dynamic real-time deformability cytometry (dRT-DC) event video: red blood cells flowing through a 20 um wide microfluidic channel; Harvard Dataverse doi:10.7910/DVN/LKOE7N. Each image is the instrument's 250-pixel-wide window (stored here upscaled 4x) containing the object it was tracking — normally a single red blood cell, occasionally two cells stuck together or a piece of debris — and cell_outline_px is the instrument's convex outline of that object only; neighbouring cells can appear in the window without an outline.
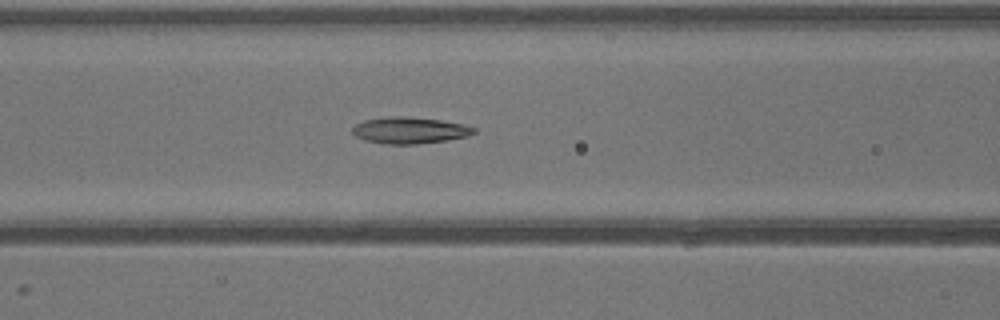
{"species": "common noctule bat (a hibernating species)", "species_latin": "Nyctalus noctula", "temperature_condition": "warm", "stored_images_in_passage": 40, "camera_frame_rate_fps": 3000, "um_per_image_px": 0.085, "animal": {"sex": "male", "body_mass_g": 13.3}, "frame": {"image": 1, "passage_image": 17, "time_ms": 5.333, "image_size_px": [1000, 320], "cell_outline_px": [[476, 132], [468, 136], [448, 140], [416, 144], [384, 144], [368, 140], [356, 136], [352, 132], [352, 128], [356, 124], [364, 120], [384, 116], [400, 116], [440, 120], [460, 124], [476, 128]], "centroid_in_image_um": [34.81, 11.07], "position_along_channel_um": 131.8, "area_um2": 18.61}}
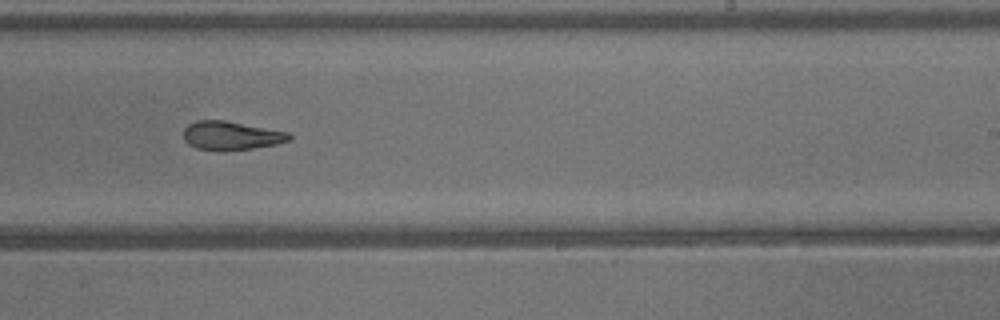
{"frame": {"image": 2, "passage_image": 25, "time_ms": 8.0, "image_size_px": [1000, 320], "cell_outline_px": [[292, 140], [276, 144], [252, 148], [224, 152], [196, 148], [188, 144], [184, 140], [184, 128], [188, 124], [196, 120], [224, 120], [288, 132], [292, 136]], "centroid_in_image_um": [19.63, 11.54], "position_along_channel_um": 269.4, "area_um2": 17.86}}
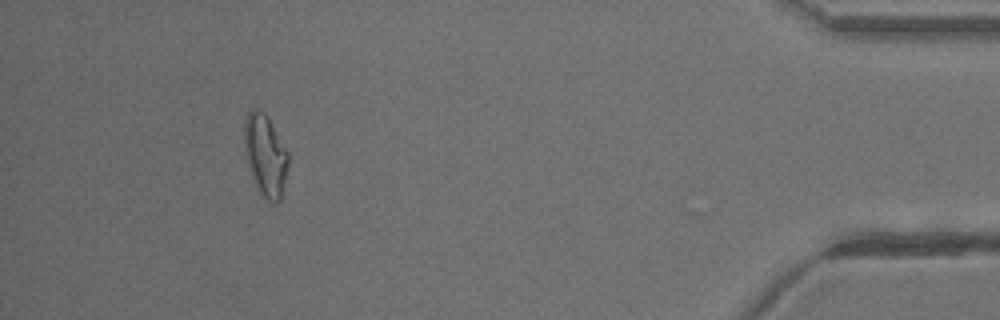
{"frame": {"image": 3, "passage_image": 37, "time_ms": 12.0, "image_size_px": [1000, 320], "cell_outline_px": [[288, 164], [280, 200], [276, 204], [272, 204], [260, 192], [256, 184], [248, 164], [244, 148], [244, 120], [248, 112], [252, 108], [256, 108], [264, 112], [268, 116], [288, 152]], "centroid_in_image_um": [22.55, 13.15], "position_along_channel_um": 412.7, "area_um2": 20.75}}